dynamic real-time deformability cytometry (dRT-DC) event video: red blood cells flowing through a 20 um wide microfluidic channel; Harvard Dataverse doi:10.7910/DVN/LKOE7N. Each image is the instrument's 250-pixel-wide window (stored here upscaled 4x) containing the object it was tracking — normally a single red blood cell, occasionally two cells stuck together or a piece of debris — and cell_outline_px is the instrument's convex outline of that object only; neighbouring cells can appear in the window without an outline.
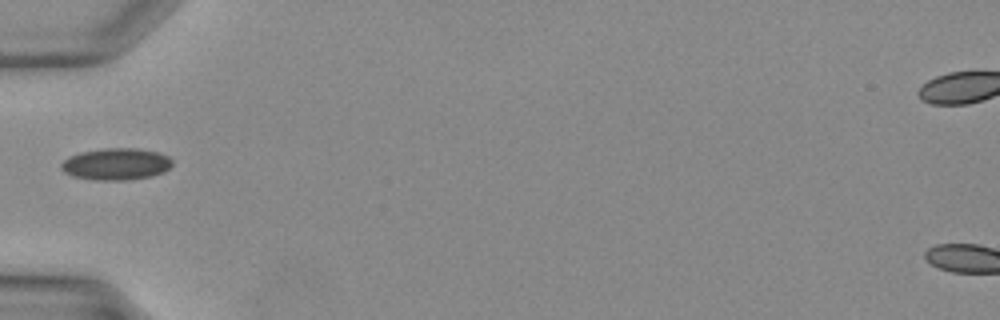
{"species": "Egyptian fruit bat (a non-hibernating species)", "species_latin": "Rousettus aegyptiacus", "temperature_condition": "warm", "stored_images_in_passage": 19, "camera_frame_rate_fps": 3000, "um_per_image_px": 0.085, "animal": {"sex": "female"}, "frame": {"image": 1, "passage_image": 1, "time_ms": 0.0, "image_size_px": [1000, 320], "cell_outline_px": [[172, 164], [164, 172], [152, 176], [128, 180], [96, 180], [72, 176], [64, 172], [60, 168], [60, 164], [68, 156], [80, 152], [108, 148], [136, 148], [156, 152], [168, 156], [172, 160]], "centroid_in_image_um": [9.85, 13.95], "position_along_channel_um": 75.2, "area_um2": 20.63}}